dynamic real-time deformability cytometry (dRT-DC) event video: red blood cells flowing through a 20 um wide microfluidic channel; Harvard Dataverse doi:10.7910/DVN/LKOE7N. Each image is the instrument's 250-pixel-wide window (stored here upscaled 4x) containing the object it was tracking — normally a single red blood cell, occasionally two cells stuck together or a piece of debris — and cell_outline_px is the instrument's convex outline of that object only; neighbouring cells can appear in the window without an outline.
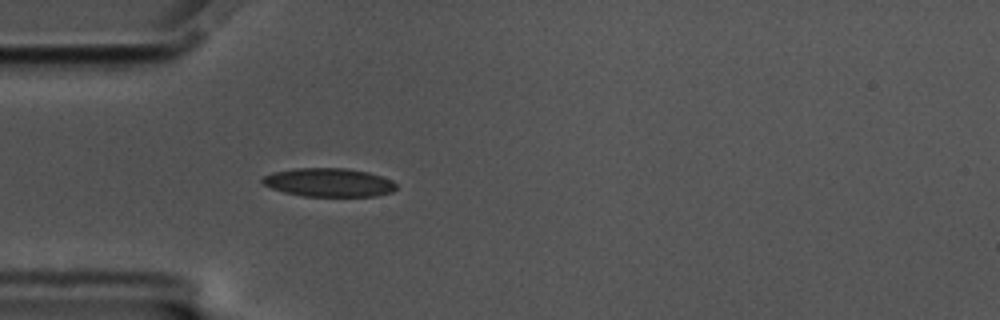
{"species": "common noctule bat (a hibernating species)", "species_latin": "Nyctalus noctula", "temperature_condition": "cold", "stored_images_in_passage": 42, "camera_frame_rate_fps": 3000, "um_per_image_px": 0.085, "animal": {"sex": "male", "body_mass_g": 17.5, "forearm_length_mm": 52.3}, "frame": {"image": 1, "passage_image": 1, "time_ms": 0.0, "image_size_px": [1000, 320], "cell_outline_px": [[396, 188], [392, 192], [376, 196], [304, 196], [284, 192], [272, 188], [264, 184], [260, 180], [264, 176], [272, 172], [296, 168], [344, 168], [368, 172], [392, 180], [396, 184]], "centroid_in_image_um": [27.95, 15.51], "position_along_channel_um": 57.1, "area_um2": 22.2}}
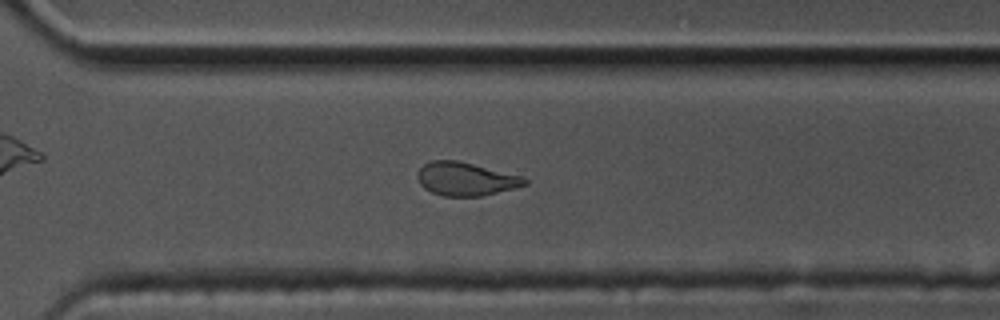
{"frame": {"image": 2, "passage_image": 25, "time_ms": 8.0, "image_size_px": [1000, 320], "cell_outline_px": [[528, 184], [480, 196], [444, 196], [432, 192], [424, 188], [420, 184], [416, 176], [416, 172], [424, 164], [432, 160], [456, 160], [524, 176], [528, 180]], "centroid_in_image_um": [39.56, 15.2], "position_along_channel_um": 331.0, "area_um2": 20.75}}
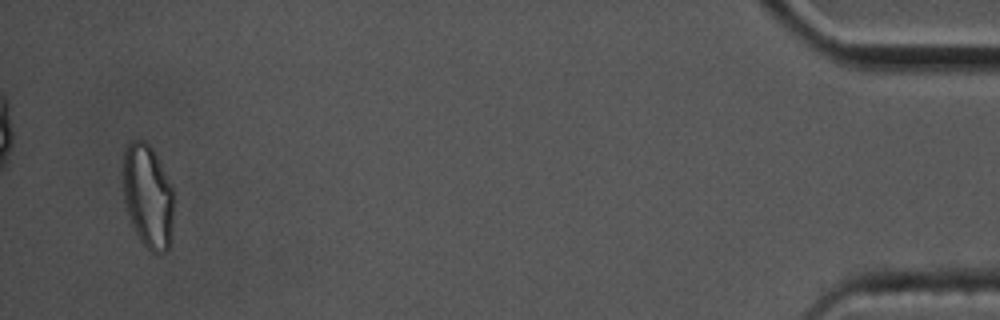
{"frame": {"image": 3, "passage_image": 40, "time_ms": 13.0, "image_size_px": [1000, 320], "cell_outline_px": [[172, 224], [168, 248], [164, 252], [152, 252], [140, 240], [128, 216], [124, 200], [124, 148], [132, 140], [144, 140], [152, 148], [172, 188]], "centroid_in_image_um": [12.55, 16.66], "position_along_channel_um": 422.7, "area_um2": 29.94}, "authors_computed_cell_mechanics": {"area_um2": 22.1952, "velocity_mm_per_s": 3.479, "shape_relaxation_time_tau1_ms": null, "shape_relaxation_time_tau2_ms": 2.6575, "deformation_change_tau1": null, "deformation_change_tau2": 0.0865}}